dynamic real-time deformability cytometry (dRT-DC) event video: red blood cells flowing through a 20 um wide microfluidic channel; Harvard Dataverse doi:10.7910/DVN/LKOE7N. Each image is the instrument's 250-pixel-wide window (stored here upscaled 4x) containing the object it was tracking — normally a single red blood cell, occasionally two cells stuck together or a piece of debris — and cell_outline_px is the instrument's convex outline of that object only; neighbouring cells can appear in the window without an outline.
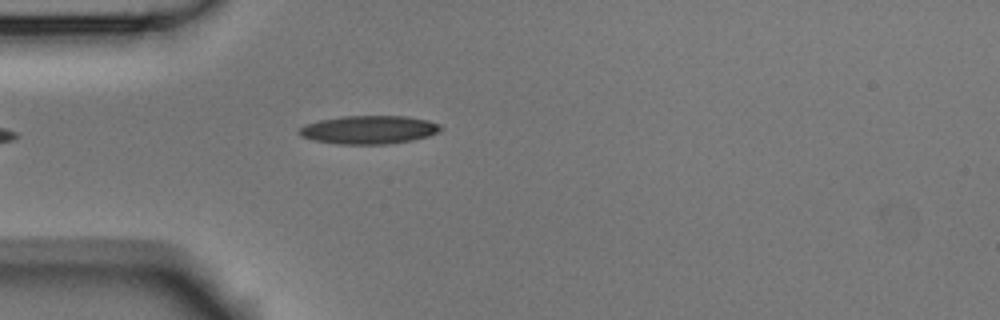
{"species": "Egyptian fruit bat (a non-hibernating species)", "species_latin": "Rousettus aegyptiacus", "temperature_condition": "room temperature", "stored_images_in_passage": 2, "camera_frame_rate_fps": 3000, "um_per_image_px": 0.085, "animal": {"sex": "male"}, "frame": {"image": 1, "passage_image": 2, "time_ms": 0.333, "image_size_px": [1000, 320], "cell_outline_px": [[444, 128], [440, 132], [428, 136], [412, 140], [388, 144], [340, 144], [316, 140], [300, 136], [296, 132], [304, 124], [320, 120], [344, 116], [408, 116], [428, 120], [440, 124]], "centroid_in_image_um": [31.39, 11.02], "position_along_channel_um": 53.6, "area_um2": 23.47}}